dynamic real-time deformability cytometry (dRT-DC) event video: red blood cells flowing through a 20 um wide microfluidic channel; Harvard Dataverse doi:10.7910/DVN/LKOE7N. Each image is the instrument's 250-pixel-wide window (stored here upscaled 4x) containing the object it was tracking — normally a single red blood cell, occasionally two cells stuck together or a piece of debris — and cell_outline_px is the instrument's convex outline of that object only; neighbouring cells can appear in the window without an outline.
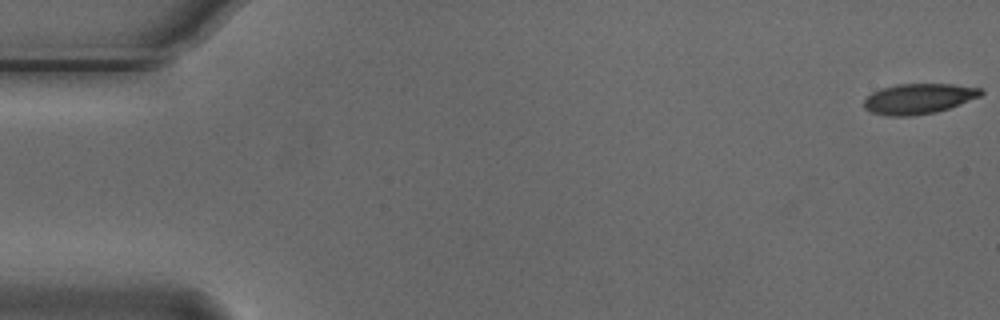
{"species": "Egyptian fruit bat (a non-hibernating species)", "species_latin": "Rousettus aegyptiacus", "temperature_condition": "cold", "stored_images_in_passage": 55, "camera_frame_rate_fps": 3000, "um_per_image_px": 0.085, "animal": {"sex": "male"}, "frame": {"image": 1, "passage_image": 1, "time_ms": 0.0, "image_size_px": [1000, 320], "cell_outline_px": [[984, 92], [980, 96], [960, 104], [936, 112], [912, 116], [888, 116], [872, 112], [864, 108], [864, 100], [872, 92], [880, 88], [896, 84], [952, 84], [980, 88]], "centroid_in_image_um": [78.06, 8.39], "position_along_channel_um": 6.9, "area_um2": 20.63}}
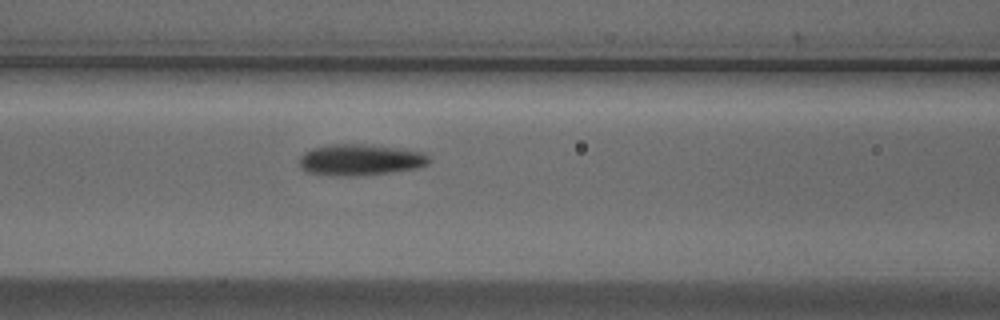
{"frame": {"image": 2, "passage_image": 23, "time_ms": 7.333, "image_size_px": [1000, 320], "cell_outline_px": [[432, 160], [428, 164], [416, 168], [388, 172], [356, 176], [332, 176], [304, 172], [300, 168], [300, 156], [304, 152], [312, 148], [328, 144], [360, 144], [396, 148], [424, 152]], "centroid_in_image_um": [30.57, 13.59], "position_along_channel_um": 136.0, "area_um2": 23.7}}
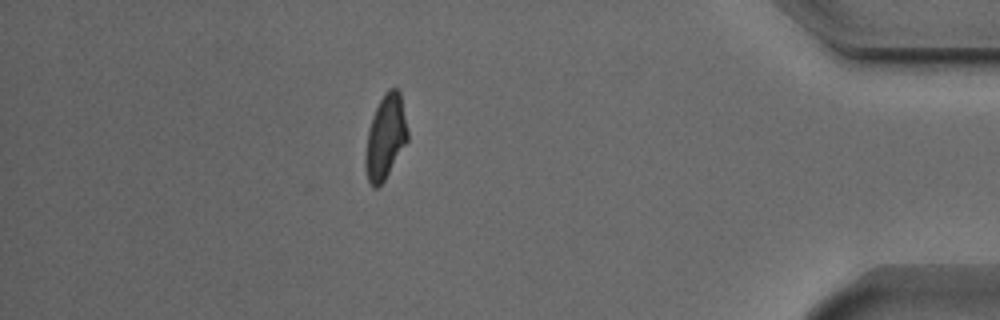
{"frame": {"image": 3, "passage_image": 48, "time_ms": 15.667, "image_size_px": [1000, 320], "cell_outline_px": [[408, 140], [384, 180], [376, 188], [372, 188], [368, 180], [364, 164], [364, 156], [368, 128], [372, 116], [384, 92], [388, 88], [396, 88], [400, 92], [408, 132]], "centroid_in_image_um": [32.74, 11.64], "position_along_channel_um": 402.5, "area_um2": 20.69}, "authors_computed_cell_mechanics": {"area_um2": 21.8484, "velocity_mm_per_s": 3.7481, "shape_relaxation_time_tau1_ms": 7.3926, "shape_relaxation_time_tau2_ms": 3.58, "deformation_change_tau1": 0.2064, "deformation_change_tau2": 0.1032}}